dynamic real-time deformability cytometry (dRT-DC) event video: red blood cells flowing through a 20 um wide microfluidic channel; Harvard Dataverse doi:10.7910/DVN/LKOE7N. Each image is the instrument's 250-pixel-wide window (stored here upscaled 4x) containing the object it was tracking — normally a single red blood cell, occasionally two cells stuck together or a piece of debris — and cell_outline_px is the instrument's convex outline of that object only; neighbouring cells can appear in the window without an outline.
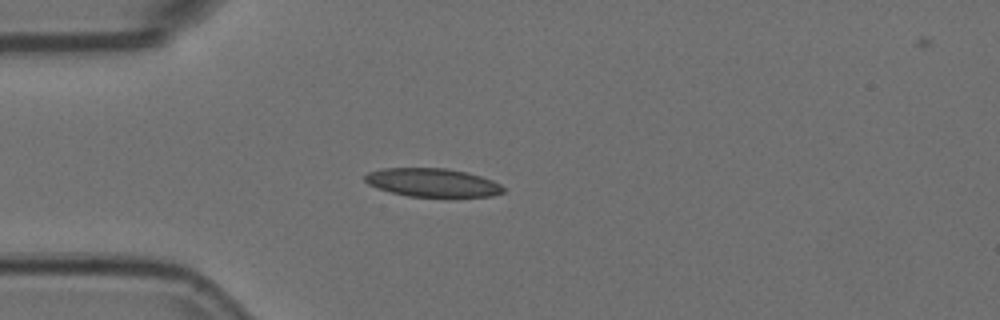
{"species": "Egyptian fruit bat (a non-hibernating species)", "species_latin": "Rousettus aegyptiacus", "temperature_condition": "room temperature", "stored_images_in_passage": 5, "segment_of_instrument_passage": [1, 2], "camera_frame_rate_fps": 3000, "um_per_image_px": 0.085, "animal": {"sex": "female"}, "frame": {"image": 1, "passage_image": 3, "time_ms": 0.667, "image_size_px": [1000, 320], "cell_outline_px": [[504, 192], [492, 196], [448, 200], [408, 196], [376, 188], [368, 184], [364, 180], [364, 176], [368, 172], [384, 168], [444, 168], [468, 172], [492, 180], [500, 184], [504, 188]], "centroid_in_image_um": [36.82, 15.57], "position_along_channel_um": 48.2, "area_um2": 23.99}}